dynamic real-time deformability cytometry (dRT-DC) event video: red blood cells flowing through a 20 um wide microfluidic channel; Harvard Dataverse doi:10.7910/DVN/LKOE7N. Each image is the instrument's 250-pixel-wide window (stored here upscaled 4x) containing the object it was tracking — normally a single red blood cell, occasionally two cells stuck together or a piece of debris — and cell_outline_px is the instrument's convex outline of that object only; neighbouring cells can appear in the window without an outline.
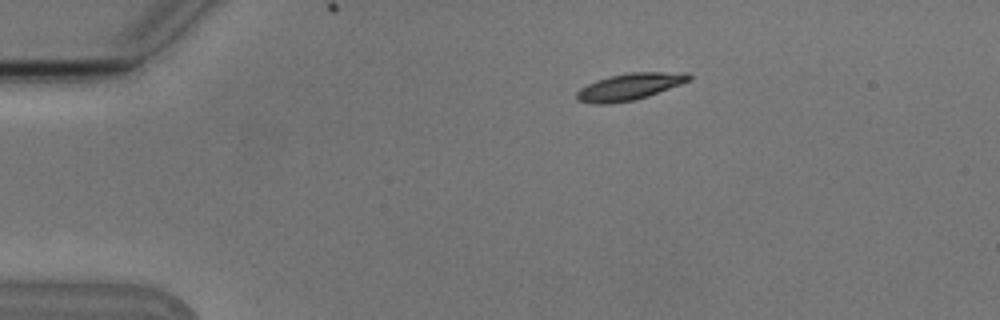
{"species": "Egyptian fruit bat (a non-hibernating species)", "species_latin": "Rousettus aegyptiacus", "temperature_condition": "cold", "stored_images_in_passage": 45, "camera_frame_rate_fps": 3000, "um_per_image_px": 0.085, "animal": {"sex": "male"}, "frame": {"image": 1, "passage_image": 1, "time_ms": 0.0, "image_size_px": [1000, 320], "cell_outline_px": [[692, 80], [648, 96], [636, 100], [608, 104], [592, 104], [576, 100], [576, 92], [580, 88], [596, 80], [608, 76], [628, 72], [688, 72], [692, 76]], "centroid_in_image_um": [53.52, 7.36], "position_along_channel_um": 31.5, "area_um2": 17.8}}
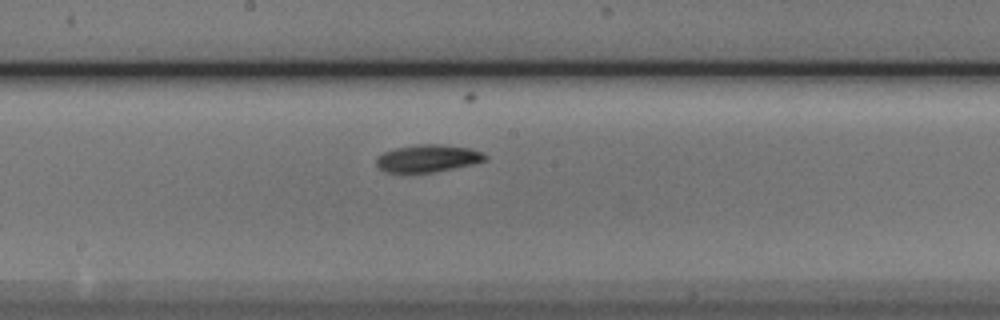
{"frame": {"image": 2, "passage_image": 20, "time_ms": 6.333, "image_size_px": [1000, 320], "cell_outline_px": [[488, 160], [472, 164], [432, 172], [384, 172], [376, 164], [376, 156], [384, 152], [396, 148], [416, 144], [440, 144], [472, 148], [488, 156]], "centroid_in_image_um": [36.36, 13.45], "position_along_channel_um": 211.8, "area_um2": 17.34}}
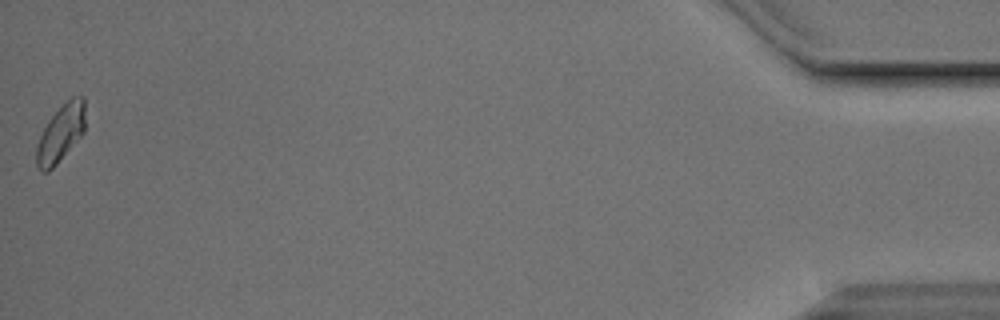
{"frame": {"image": 3, "passage_image": 45, "time_ms": 14.667, "image_size_px": [1000, 320], "cell_outline_px": [[84, 132], [56, 164], [48, 172], [44, 172], [36, 164], [36, 144], [48, 120], [72, 96], [84, 96]], "centroid_in_image_um": [5.15, 11.33], "position_along_channel_um": 430.0, "area_um2": 15.84}, "authors_computed_cell_mechanics": {"area_um2": 16.8776, "velocity_mm_per_s": 3.7583, "shape_relaxation_time_tau1_ms": 3.0342, "shape_relaxation_time_tau2_ms": null, "deformation_change_tau1": 0.1, "deformation_change_tau2": null}}